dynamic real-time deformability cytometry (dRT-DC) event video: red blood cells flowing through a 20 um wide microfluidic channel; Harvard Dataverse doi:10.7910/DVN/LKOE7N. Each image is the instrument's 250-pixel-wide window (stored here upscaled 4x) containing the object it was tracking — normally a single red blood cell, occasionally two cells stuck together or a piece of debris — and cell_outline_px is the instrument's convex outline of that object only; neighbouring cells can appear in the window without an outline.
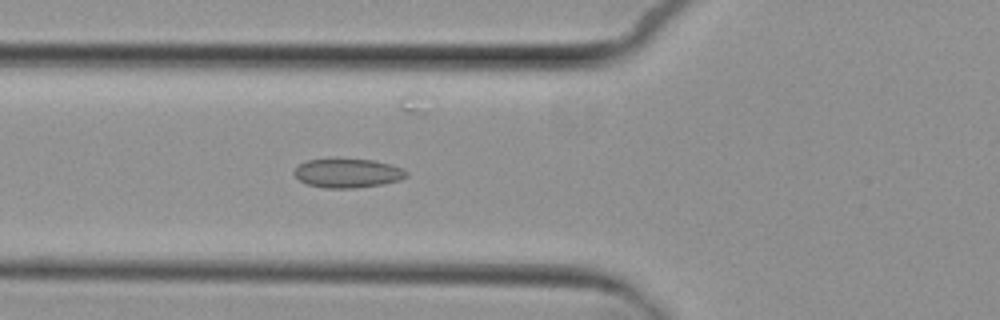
{"species": "common noctule bat (a hibernating species)", "species_latin": "Nyctalus noctula", "temperature_condition": "cold", "stored_images_in_passage": 5, "camera_frame_rate_fps": 3000, "um_per_image_px": 0.085, "animal": {"sex": "female", "body_mass_g": 29.2, "forearm_length_mm": 56.3}, "frame": {"image": 1, "passage_image": 5, "time_ms": 4.667, "image_size_px": [1000, 320], "cell_outline_px": [[408, 176], [400, 180], [380, 184], [356, 188], [324, 188], [308, 184], [300, 180], [292, 172], [300, 164], [308, 160], [376, 160], [392, 164], [404, 168], [408, 172]], "centroid_in_image_um": [29.61, 14.73], "position_along_channel_um": 96.2, "area_um2": 18.79}}